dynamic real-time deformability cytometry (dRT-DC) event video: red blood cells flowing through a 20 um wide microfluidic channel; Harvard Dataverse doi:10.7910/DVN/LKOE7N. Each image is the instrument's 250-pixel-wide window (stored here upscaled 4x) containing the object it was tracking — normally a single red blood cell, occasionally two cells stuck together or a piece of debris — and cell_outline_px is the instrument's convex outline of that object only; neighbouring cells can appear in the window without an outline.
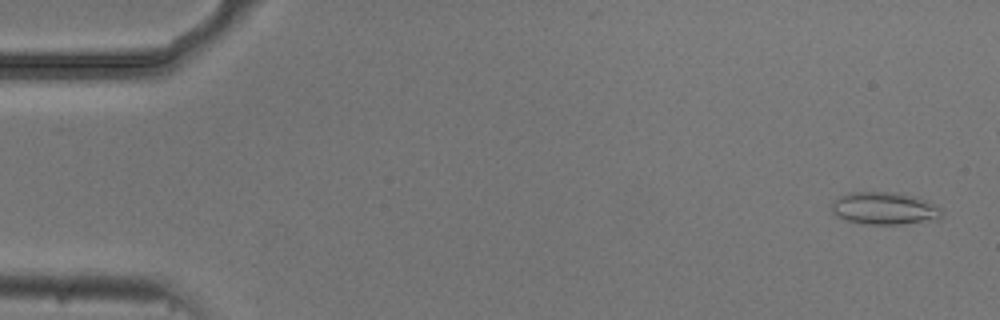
{"species": "common noctule bat (a hibernating species)", "species_latin": "Nyctalus noctula", "temperature_condition": "cold", "stored_images_in_passage": 47, "camera_frame_rate_fps": 3000, "um_per_image_px": 0.085, "animal": {"sex": "male", "body_mass_g": 20.5, "forearm_length_mm": 52.5}, "frame": {"image": 1, "passage_image": 2, "time_ms": 0.333, "image_size_px": [1000, 320], "cell_outline_px": [[940, 220], [900, 224], [864, 224], [848, 220], [836, 216], [832, 212], [832, 204], [840, 196], [848, 192], [896, 192], [912, 196], [924, 200], [940, 208]], "centroid_in_image_um": [75.16, 17.72], "position_along_channel_um": 9.8, "area_um2": 20.63}}
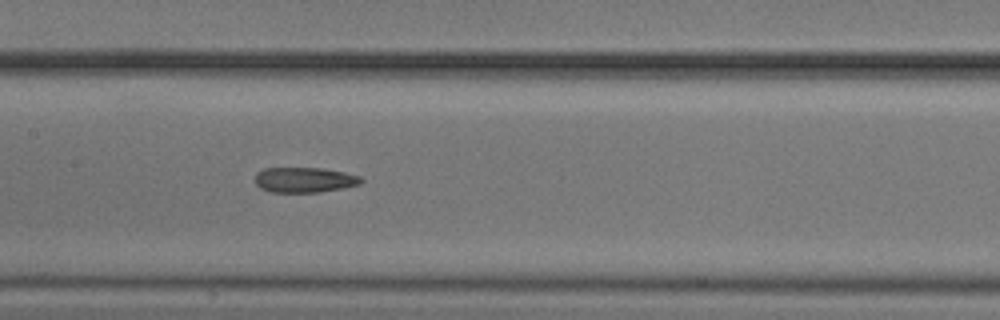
{"frame": {"image": 2, "passage_image": 26, "time_ms": 8.333, "image_size_px": [1000, 320], "cell_outline_px": [[364, 180], [360, 184], [344, 188], [320, 192], [272, 192], [260, 188], [256, 184], [256, 172], [264, 168], [320, 168], [344, 172], [360, 176]], "centroid_in_image_um": [25.89, 15.29], "position_along_channel_um": 181.5, "area_um2": 15.61}}
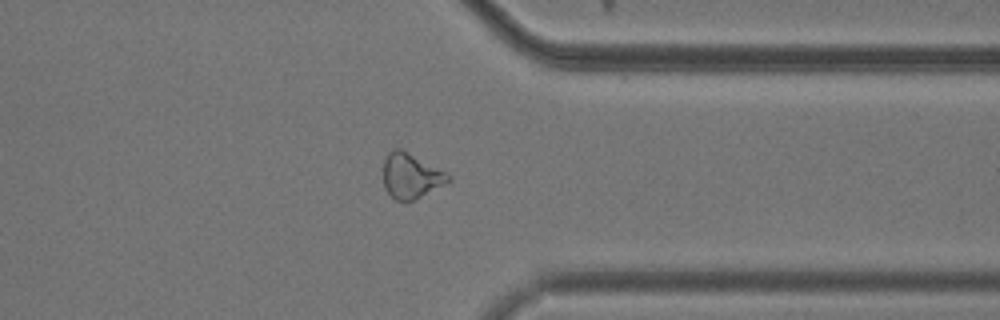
{"frame": {"image": 3, "passage_image": 42, "time_ms": 13.667, "image_size_px": [1000, 320], "cell_outline_px": [[452, 180], [404, 204], [396, 200], [384, 188], [384, 160], [388, 152], [392, 148], [400, 148], [408, 152], [452, 176]], "centroid_in_image_um": [34.9, 14.95], "position_along_channel_um": 376.5, "area_um2": 16.88}}